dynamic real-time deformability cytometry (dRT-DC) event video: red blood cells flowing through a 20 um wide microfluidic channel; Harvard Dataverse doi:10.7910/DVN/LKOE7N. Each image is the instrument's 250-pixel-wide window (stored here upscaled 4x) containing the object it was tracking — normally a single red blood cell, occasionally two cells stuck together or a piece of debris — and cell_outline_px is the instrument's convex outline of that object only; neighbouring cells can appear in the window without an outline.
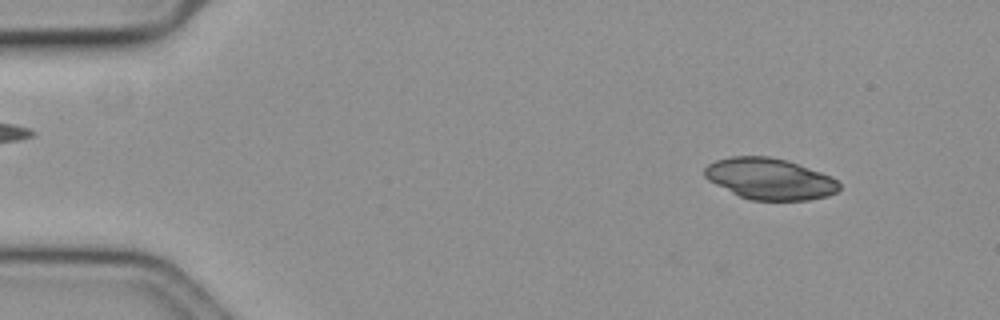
{"species": "common noctule bat (a hibernating species)", "species_latin": "Nyctalus noctula", "temperature_condition": "cold", "stored_images_in_passage": 56, "camera_frame_rate_fps": 3000, "um_per_image_px": 0.085, "animal": {"sex": "female", "body_mass_g": 19.3, "forearm_length_mm": 54.1}, "frame": {"image": 1, "passage_image": 6, "time_ms": 1.667, "image_size_px": [1000, 320], "cell_outline_px": [[840, 188], [836, 192], [828, 196], [808, 200], [752, 200], [740, 196], [708, 180], [704, 176], [704, 168], [708, 164], [716, 160], [732, 156], [768, 156], [784, 160], [820, 172], [836, 180], [840, 184]], "centroid_in_image_um": [65.4, 15.2], "position_along_channel_um": 19.6, "area_um2": 31.96}}